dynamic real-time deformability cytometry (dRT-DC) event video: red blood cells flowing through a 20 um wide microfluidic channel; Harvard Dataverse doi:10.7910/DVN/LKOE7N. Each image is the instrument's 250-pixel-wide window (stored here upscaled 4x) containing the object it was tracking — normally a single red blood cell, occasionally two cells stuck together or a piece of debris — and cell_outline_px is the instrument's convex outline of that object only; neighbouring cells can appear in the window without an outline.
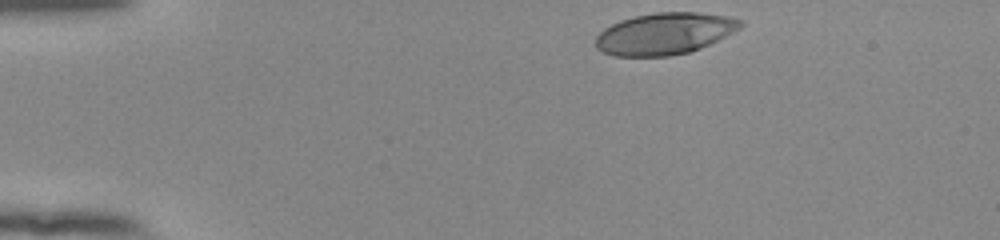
{"species": "human", "species_latin": "Homo sapiens", "temperature_condition": "room temperature", "stored_images_in_passage": 38, "camera_frame_rate_fps": 3000, "um_per_image_px": 0.085, "donor": {"sex": "female"}, "frame": {"image": 1, "passage_image": 1, "time_ms": 0.0, "image_size_px": [1000, 240], "cell_outline_px": [[744, 24], [740, 28], [700, 48], [688, 52], [668, 56], [612, 56], [596, 48], [596, 36], [604, 28], [620, 20], [636, 16], [656, 12], [696, 12], [728, 16], [744, 20]], "centroid_in_image_um": [56.48, 2.85], "position_along_channel_um": 28.5, "area_um2": 35.03}}
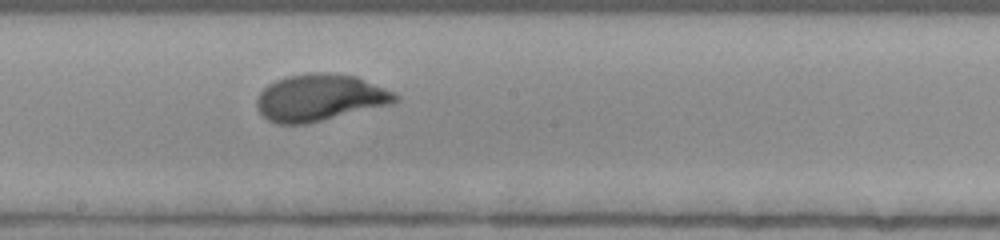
{"frame": {"image": 2, "passage_image": 22, "time_ms": 7.0, "image_size_px": [1000, 240], "cell_outline_px": [[400, 100], [392, 104], [308, 124], [276, 124], [268, 120], [256, 108], [256, 100], [260, 92], [268, 84], [276, 80], [288, 76], [316, 72], [320, 72], [356, 76], [396, 92], [400, 96]], "centroid_in_image_um": [27.21, 8.31], "position_along_channel_um": 221.0, "area_um2": 38.03}}
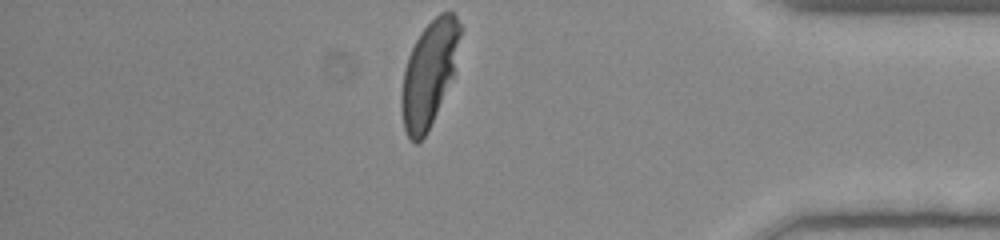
{"frame": {"image": 3, "passage_image": 38, "time_ms": 12.333, "image_size_px": [1000, 240], "cell_outline_px": [[460, 36], [452, 76], [436, 112], [424, 136], [416, 144], [408, 136], [404, 128], [400, 112], [400, 92], [404, 68], [408, 56], [420, 32], [440, 12], [452, 12], [456, 16], [460, 24]], "centroid_in_image_um": [36.42, 6.25], "position_along_channel_um": 398.8, "area_um2": 35.2}, "authors_computed_cell_mechanics": {"area_um2": 36.8475, "velocity_mm_per_s": 3.8502, "shape_relaxation_time_tau1_ms": 3.35, "shape_relaxation_time_tau2_ms": null, "deformation_change_tau1": 0.2043, "deformation_change_tau2": null}}